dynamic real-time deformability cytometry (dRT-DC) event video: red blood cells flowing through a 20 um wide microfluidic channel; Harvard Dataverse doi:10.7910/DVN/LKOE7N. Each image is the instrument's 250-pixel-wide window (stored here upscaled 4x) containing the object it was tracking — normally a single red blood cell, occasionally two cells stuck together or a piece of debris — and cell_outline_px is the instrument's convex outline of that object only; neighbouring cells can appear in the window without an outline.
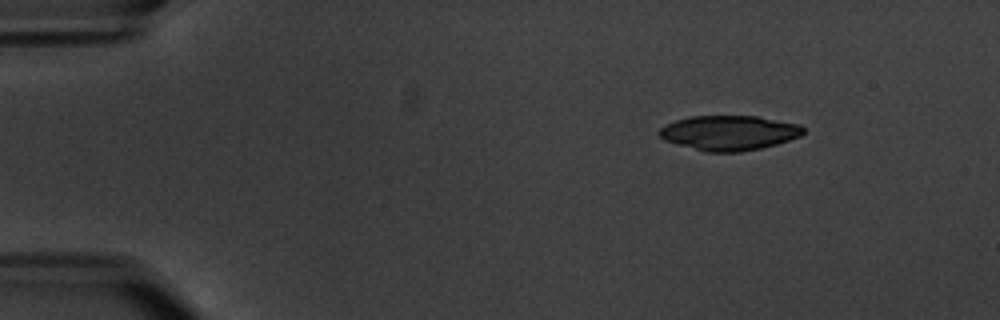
{"species": "common noctule bat (a hibernating species)", "species_latin": "Nyctalus noctula", "temperature_condition": "warm", "stored_images_in_passage": 8, "camera_frame_rate_fps": 3000, "um_per_image_px": 0.085, "animal": {"sex": "male", "body_mass_g": 20.1, "forearm_length_mm": 53.5}, "frame": {"image": 1, "passage_image": 3, "time_ms": 2.333, "image_size_px": [1000, 320], "cell_outline_px": [[804, 132], [800, 136], [776, 144], [760, 148], [740, 152], [708, 152], [664, 140], [656, 132], [660, 128], [676, 120], [692, 116], [760, 116], [800, 124], [804, 128]], "centroid_in_image_um": [61.99, 11.28], "position_along_channel_um": 23.0, "area_um2": 29.07}}